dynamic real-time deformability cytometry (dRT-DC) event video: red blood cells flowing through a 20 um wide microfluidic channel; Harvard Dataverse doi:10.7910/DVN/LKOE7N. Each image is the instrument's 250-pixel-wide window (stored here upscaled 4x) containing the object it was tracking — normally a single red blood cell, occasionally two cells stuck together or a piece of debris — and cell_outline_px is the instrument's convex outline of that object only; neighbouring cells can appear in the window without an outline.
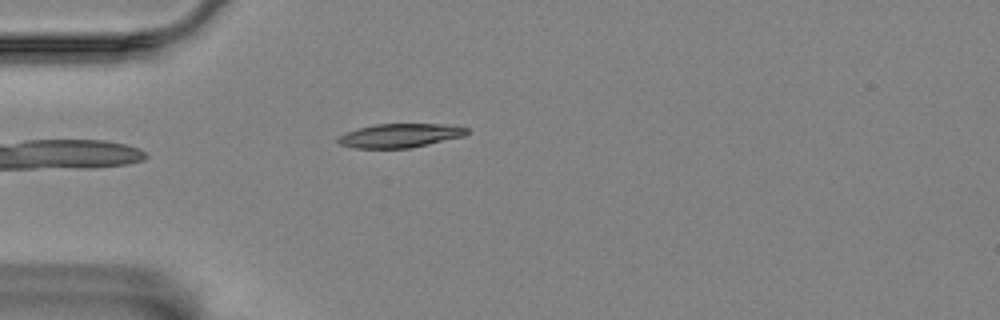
{"species": "Egyptian fruit bat (a non-hibernating species)", "species_latin": "Rousettus aegyptiacus", "temperature_condition": "room temperature", "stored_images_in_passage": 5, "camera_frame_rate_fps": 3000, "um_per_image_px": 0.085, "animal": {"sex": "female"}, "frame": {"image": 1, "passage_image": 5, "time_ms": 5.667, "image_size_px": [1000, 320], "cell_outline_px": [[468, 132], [464, 136], [428, 144], [408, 148], [356, 148], [340, 144], [336, 140], [344, 132], [376, 124], [448, 124], [468, 128]], "centroid_in_image_um": [34.0, 11.52], "position_along_channel_um": 51.0, "area_um2": 17.8}}